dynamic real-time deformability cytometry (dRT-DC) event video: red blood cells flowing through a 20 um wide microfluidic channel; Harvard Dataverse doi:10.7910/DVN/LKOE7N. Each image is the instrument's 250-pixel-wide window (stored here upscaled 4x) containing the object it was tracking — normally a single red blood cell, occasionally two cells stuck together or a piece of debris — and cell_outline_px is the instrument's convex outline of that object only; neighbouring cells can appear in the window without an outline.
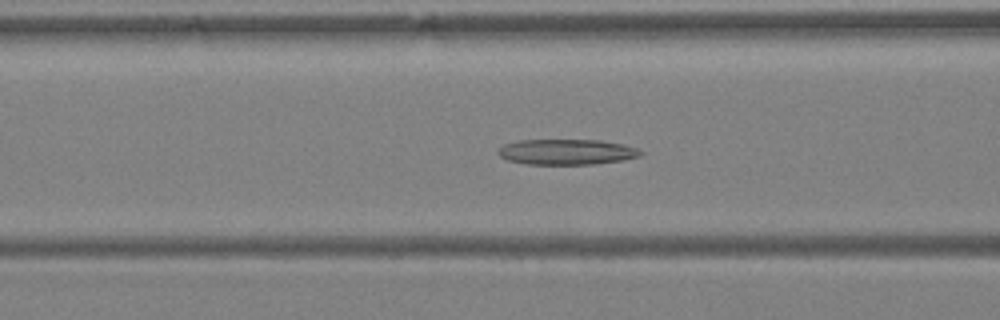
{"species": "Egyptian fruit bat (a non-hibernating species)", "species_latin": "Rousettus aegyptiacus", "temperature_condition": "warm", "stored_images_in_passage": 44, "camera_frame_rate_fps": 3000, "um_per_image_px": 0.085, "animal": {"sex": "female"}, "frame": {"image": 1, "passage_image": 18, "time_ms": 5.667, "image_size_px": [1000, 320], "cell_outline_px": [[644, 152], [640, 156], [624, 160], [592, 164], [528, 164], [508, 160], [500, 156], [496, 152], [504, 144], [520, 140], [600, 140], [624, 144], [636, 148]], "centroid_in_image_um": [48.18, 12.91], "position_along_channel_um": 118.4, "area_um2": 21.15}}
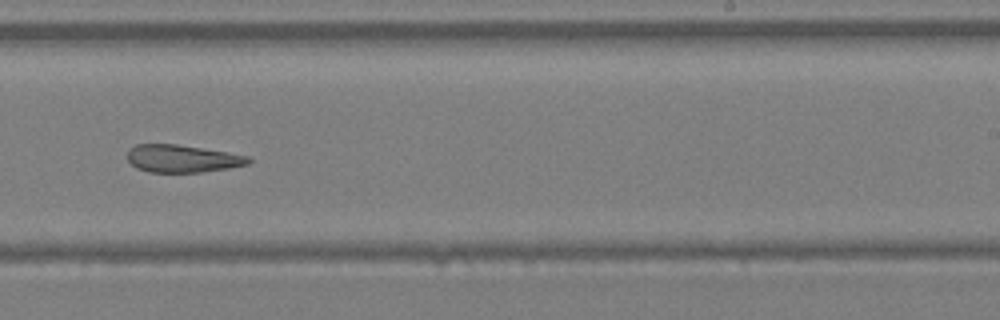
{"frame": {"image": 2, "passage_image": 28, "time_ms": 9.0, "image_size_px": [1000, 320], "cell_outline_px": [[252, 160], [248, 164], [228, 168], [200, 172], [148, 172], [136, 168], [128, 160], [128, 152], [136, 144], [176, 144], [228, 152], [252, 156]], "centroid_in_image_um": [15.53, 13.48], "position_along_channel_um": 273.5, "area_um2": 19.42}}
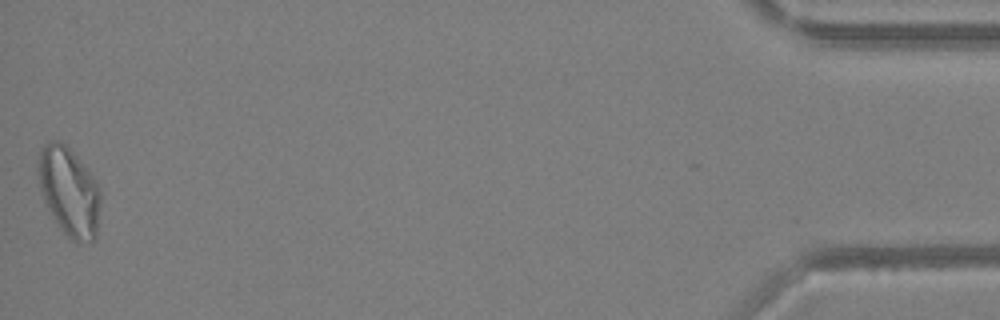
{"frame": {"image": 3, "passage_image": 44, "time_ms": 14.333, "image_size_px": [1000, 320], "cell_outline_px": [[100, 200], [96, 240], [76, 244], [56, 224], [44, 200], [40, 188], [36, 172], [36, 164], [40, 148], [44, 144], [52, 140], [60, 140], [72, 152], [92, 176], [100, 192]], "centroid_in_image_um": [5.83, 16.3], "position_along_channel_um": 429.4, "area_um2": 32.31}, "authors_computed_cell_mechanics": {"area_um2": 24.2471, "velocity_mm_per_s": 4.6658, "shape_relaxation_time_tau1_ms": null, "shape_relaxation_time_tau2_ms": 4.8929, "deformation_change_tau1": null, "deformation_change_tau2": 0.1732}}